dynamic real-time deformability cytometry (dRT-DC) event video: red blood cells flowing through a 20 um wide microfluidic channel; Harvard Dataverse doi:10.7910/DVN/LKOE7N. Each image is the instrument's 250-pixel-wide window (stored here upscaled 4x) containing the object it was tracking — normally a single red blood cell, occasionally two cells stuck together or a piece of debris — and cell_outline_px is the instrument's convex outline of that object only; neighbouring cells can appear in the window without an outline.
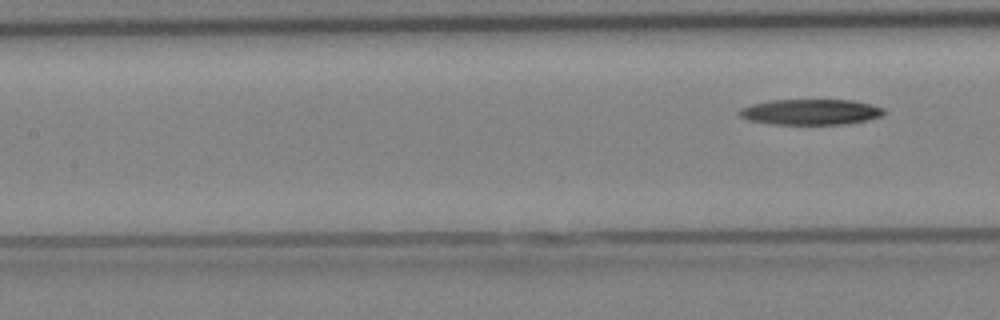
{"species": "Egyptian fruit bat (a non-hibernating species)", "species_latin": "Rousettus aegyptiacus", "temperature_condition": "cold", "stored_images_in_passage": 8, "camera_frame_rate_fps": 3000, "um_per_image_px": 0.085, "animal": {"sex": "female"}, "frame": {"image": 1, "passage_image": 8, "time_ms": 9.0, "image_size_px": [1000, 320], "cell_outline_px": [[884, 112], [880, 116], [868, 120], [848, 124], [772, 124], [748, 120], [740, 116], [740, 108], [752, 104], [772, 100], [852, 100], [872, 104], [884, 108]], "centroid_in_image_um": [68.93, 9.52], "position_along_channel_um": 138.5, "area_um2": 21.56}}